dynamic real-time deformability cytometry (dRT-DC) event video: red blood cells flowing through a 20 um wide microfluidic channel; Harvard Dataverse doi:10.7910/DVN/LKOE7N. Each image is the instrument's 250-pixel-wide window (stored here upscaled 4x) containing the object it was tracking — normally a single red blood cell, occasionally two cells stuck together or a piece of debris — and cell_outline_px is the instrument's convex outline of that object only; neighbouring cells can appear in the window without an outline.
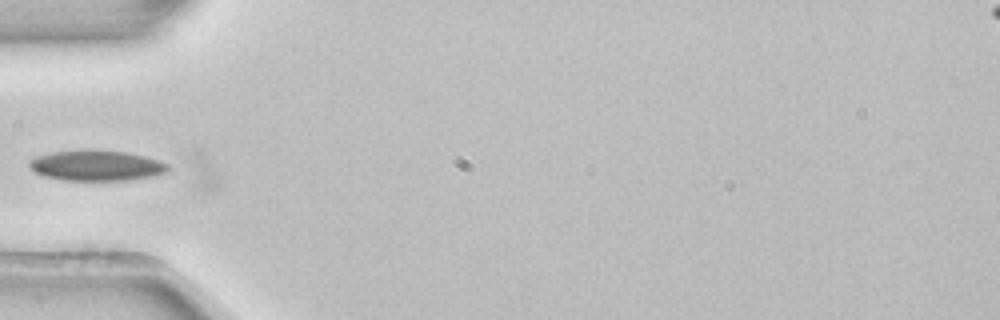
{"species": "common noctule bat (a hibernating species)", "species_latin": "Nyctalus noctula", "temperature_condition": "room temperature", "stored_images_in_passage": 4, "camera_frame_rate_fps": 3000, "um_per_image_px": 0.085, "animal": {"sex": "female", "body_mass_g": 22.7, "forearm_length_mm": 54.2}, "frame": {"image": 1, "passage_image": 3, "time_ms": 0.667, "image_size_px": [1000, 320], "cell_outline_px": [[168, 168], [164, 172], [152, 176], [128, 180], [60, 180], [44, 176], [28, 168], [28, 160], [36, 156], [52, 152], [124, 152], [144, 156], [168, 164]], "centroid_in_image_um": [8.13, 14.11], "position_along_channel_um": 76.9, "area_um2": 23.76}}